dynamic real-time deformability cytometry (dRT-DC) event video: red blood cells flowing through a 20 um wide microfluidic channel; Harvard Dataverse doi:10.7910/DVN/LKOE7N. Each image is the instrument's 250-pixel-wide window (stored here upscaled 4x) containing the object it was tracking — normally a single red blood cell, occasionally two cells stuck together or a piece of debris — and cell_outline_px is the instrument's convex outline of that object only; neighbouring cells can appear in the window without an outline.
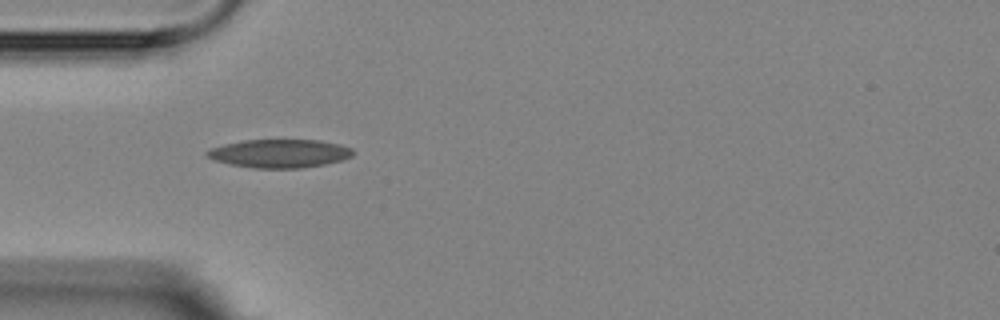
{"species": "Egyptian fruit bat (a non-hibernating species)", "species_latin": "Rousettus aegyptiacus", "temperature_condition": "room temperature", "stored_images_in_passage": 3, "camera_frame_rate_fps": 3000, "um_per_image_px": 0.085, "animal": {"sex": "female"}, "frame": {"image": 1, "passage_image": 2, "time_ms": 1.333, "image_size_px": [1000, 320], "cell_outline_px": [[352, 156], [340, 160], [324, 164], [300, 168], [252, 168], [228, 164], [216, 160], [208, 156], [204, 152], [212, 148], [224, 144], [244, 140], [320, 140], [352, 148]], "centroid_in_image_um": [23.73, 13.04], "position_along_channel_um": 61.3, "area_um2": 23.87}}
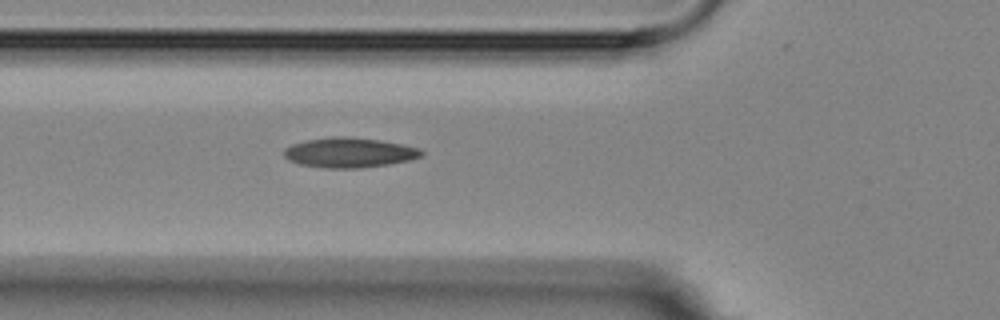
{"frame": {"image": 2, "passage_image": 3, "time_ms": 2.333, "image_size_px": [1000, 320], "cell_outline_px": [[424, 152], [420, 156], [408, 160], [388, 164], [356, 168], [328, 168], [300, 164], [288, 160], [284, 156], [284, 148], [292, 144], [308, 140], [332, 136], [348, 136], [380, 140], [420, 148]], "centroid_in_image_um": [29.66, 12.96], "position_along_channel_um": 96.1, "area_um2": 23.76}}